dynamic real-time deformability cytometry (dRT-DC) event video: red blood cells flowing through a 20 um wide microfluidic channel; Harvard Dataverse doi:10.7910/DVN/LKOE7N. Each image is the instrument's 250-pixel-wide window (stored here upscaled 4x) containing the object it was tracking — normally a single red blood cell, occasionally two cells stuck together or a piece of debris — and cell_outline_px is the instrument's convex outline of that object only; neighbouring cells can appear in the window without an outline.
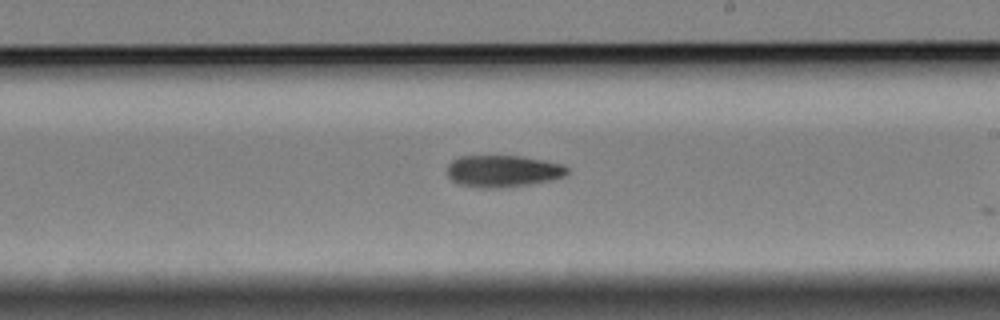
{"species": "Egyptian fruit bat (a non-hibernating species)", "species_latin": "Rousettus aegyptiacus", "temperature_condition": "cold", "stored_images_in_passage": 11, "camera_frame_rate_fps": 3000, "um_per_image_px": 0.085, "animal": {"sex": "female"}, "frame": {"image": 1, "passage_image": 9, "time_ms": 2.667, "image_size_px": [1000, 320], "cell_outline_px": [[568, 172], [564, 176], [552, 180], [532, 184], [496, 188], [480, 188], [460, 184], [452, 180], [448, 176], [448, 164], [452, 160], [460, 156], [520, 156], [544, 160], [564, 164], [568, 168]], "centroid_in_image_um": [42.77, 14.54], "position_along_channel_um": 246.2, "area_um2": 22.37}}